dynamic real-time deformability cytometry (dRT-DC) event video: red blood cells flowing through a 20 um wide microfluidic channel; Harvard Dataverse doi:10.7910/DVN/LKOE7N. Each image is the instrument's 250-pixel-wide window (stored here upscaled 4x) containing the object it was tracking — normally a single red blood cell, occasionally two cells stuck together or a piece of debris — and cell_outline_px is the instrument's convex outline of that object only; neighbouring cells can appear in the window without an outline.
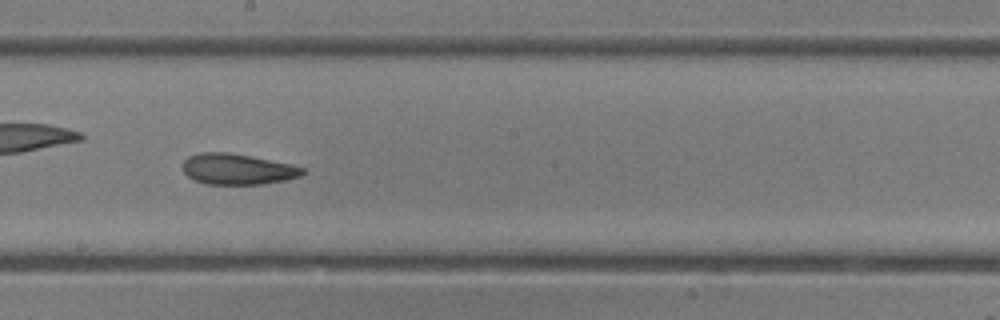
{"species": "common noctule bat (a hibernating species)", "species_latin": "Nyctalus noctula", "temperature_condition": "room temperature", "stored_images_in_passage": 25, "camera_frame_rate_fps": 3000, "um_per_image_px": 0.085, "animal": {"sex": "female"}, "frame": {"image": 1, "passage_image": 11, "time_ms": 3.333, "image_size_px": [1000, 320], "cell_outline_px": [[308, 172], [300, 176], [284, 180], [260, 184], [208, 184], [192, 180], [184, 172], [184, 160], [188, 156], [200, 152], [228, 152], [292, 164], [304, 168]], "centroid_in_image_um": [20.19, 14.37], "position_along_channel_um": 228.0, "area_um2": 21.5}}
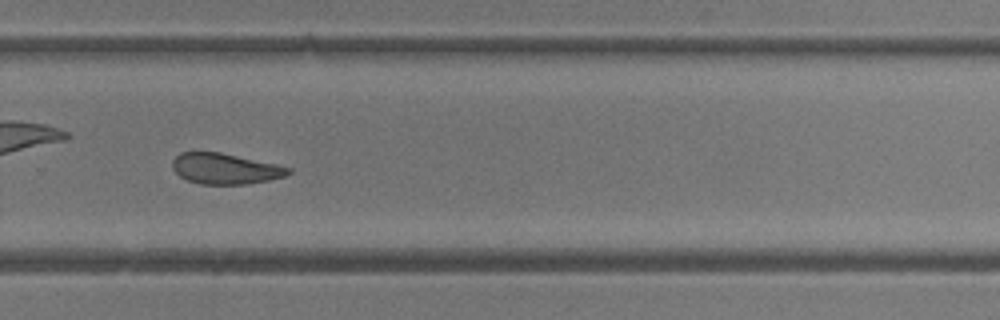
{"frame": {"image": 2, "passage_image": 15, "time_ms": 4.667, "image_size_px": [1000, 320], "cell_outline_px": [[292, 172], [284, 176], [268, 180], [248, 184], [200, 184], [188, 180], [180, 176], [172, 168], [172, 160], [180, 152], [220, 152], [276, 164], [292, 168]], "centroid_in_image_um": [19.14, 14.34], "position_along_channel_um": 310.7, "area_um2": 20.69}}